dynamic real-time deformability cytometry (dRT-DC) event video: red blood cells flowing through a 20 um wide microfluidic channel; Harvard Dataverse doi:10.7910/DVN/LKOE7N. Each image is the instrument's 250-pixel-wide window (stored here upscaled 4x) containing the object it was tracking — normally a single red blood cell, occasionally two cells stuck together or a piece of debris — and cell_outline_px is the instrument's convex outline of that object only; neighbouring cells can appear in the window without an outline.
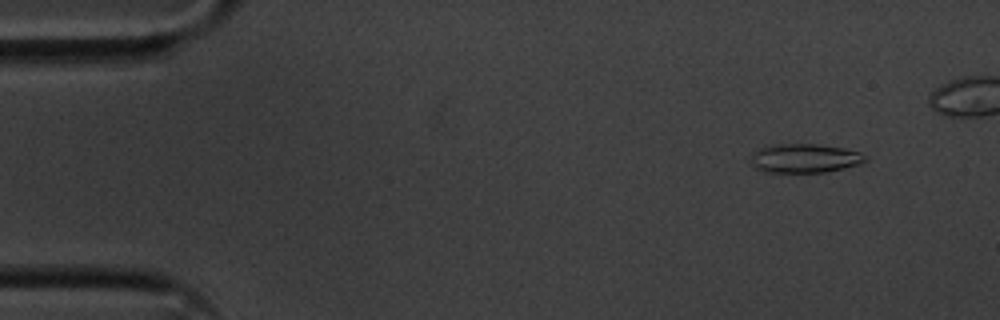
{"species": "common noctule bat (a hibernating species)", "species_latin": "Nyctalus noctula", "temperature_condition": "cold", "stored_images_in_passage": 6, "camera_frame_rate_fps": 3000, "um_per_image_px": 0.085, "animal": {"sex": "male", "body_mass_g": 20.1, "forearm_length_mm": 53.5}, "frame": {"image": 1, "passage_image": 2, "time_ms": 0.333, "image_size_px": [1000, 320], "cell_outline_px": [[868, 160], [860, 164], [844, 168], [824, 172], [764, 172], [756, 168], [752, 164], [752, 152], [756, 148], [764, 144], [816, 144], [844, 148], [860, 152]], "centroid_in_image_um": [68.35, 13.44], "position_along_channel_um": 16.7, "area_um2": 19.54}}